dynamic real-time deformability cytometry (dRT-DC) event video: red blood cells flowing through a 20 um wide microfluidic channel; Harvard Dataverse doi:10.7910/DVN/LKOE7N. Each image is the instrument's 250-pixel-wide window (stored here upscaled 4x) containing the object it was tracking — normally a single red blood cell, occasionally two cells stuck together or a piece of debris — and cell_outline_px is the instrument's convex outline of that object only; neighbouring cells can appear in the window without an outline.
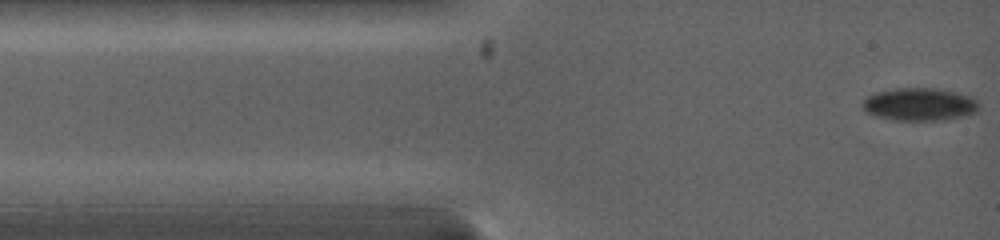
{"species": "common noctule bat (a hibernating species)", "species_latin": "Nyctalus noctula", "temperature_condition": "warm", "stored_images_in_passage": 73, "camera_frame_rate_fps": 5000, "um_per_image_px": 0.085, "animal": {"sex": "female", "body_mass_g": 19.0, "forearm_length_mm": 53.3}, "frame": {"image": 1, "passage_image": 1, "time_ms": 0.0, "image_size_px": [1000, 240], "cell_outline_px": [[980, 108], [976, 112], [964, 116], [948, 120], [892, 120], [876, 116], [868, 112], [864, 108], [864, 100], [868, 96], [876, 92], [896, 88], [936, 88], [956, 92], [972, 96], [980, 104]], "centroid_in_image_um": [78.23, 8.87], "position_along_channel_um": 6.8, "area_um2": 22.31}}
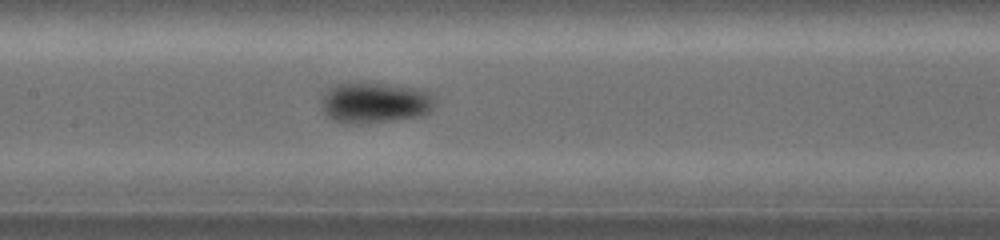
{"frame": {"image": 2, "passage_image": 41, "time_ms": 5.4, "image_size_px": [1000, 240], "cell_outline_px": [[436, 104], [424, 116], [360, 124], [344, 124], [332, 120], [324, 116], [320, 104], [320, 100], [324, 92], [328, 88], [336, 84], [348, 80], [368, 80], [428, 88], [432, 92]], "centroid_in_image_um": [31.85, 8.66], "position_along_channel_um": 175.5, "area_um2": 29.07}}
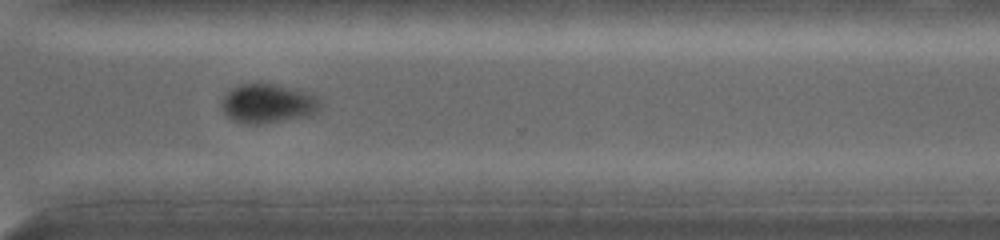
{"frame": {"image": 3, "passage_image": 72, "time_ms": 9.6, "image_size_px": [1000, 240], "cell_outline_px": [[320, 112], [312, 116], [260, 124], [244, 124], [232, 120], [220, 108], [220, 100], [232, 88], [240, 84], [272, 84], [296, 88], [308, 92], [316, 96], [320, 100]], "centroid_in_image_um": [22.79, 8.82], "position_along_channel_um": 347.8, "area_um2": 22.95}}